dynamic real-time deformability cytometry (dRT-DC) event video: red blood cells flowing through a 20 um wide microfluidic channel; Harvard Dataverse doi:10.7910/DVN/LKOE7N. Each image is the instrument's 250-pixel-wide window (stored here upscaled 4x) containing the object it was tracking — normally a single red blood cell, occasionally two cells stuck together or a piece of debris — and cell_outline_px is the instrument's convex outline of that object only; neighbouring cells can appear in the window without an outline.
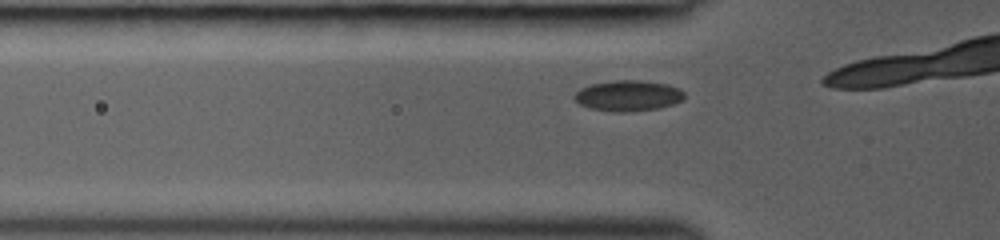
{"species": "common noctule bat (a hibernating species)", "species_latin": "Nyctalus noctula", "temperature_condition": "room temperature", "stored_images_in_passage": 5, "camera_frame_rate_fps": 3000, "um_per_image_px": 0.085, "animal": {"sex": "female", "body_mass_g": 19.0, "forearm_length_mm": 53.3}, "frame": {"image": 1, "passage_image": 3, "time_ms": 0.667, "image_size_px": [1000, 240], "cell_outline_px": [[684, 100], [660, 108], [628, 112], [612, 112], [588, 108], [580, 104], [572, 96], [580, 88], [592, 84], [616, 80], [640, 80], [668, 84], [680, 88], [684, 92]], "centroid_in_image_um": [53.4, 8.14], "position_along_channel_um": 72.4, "area_um2": 19.88}}